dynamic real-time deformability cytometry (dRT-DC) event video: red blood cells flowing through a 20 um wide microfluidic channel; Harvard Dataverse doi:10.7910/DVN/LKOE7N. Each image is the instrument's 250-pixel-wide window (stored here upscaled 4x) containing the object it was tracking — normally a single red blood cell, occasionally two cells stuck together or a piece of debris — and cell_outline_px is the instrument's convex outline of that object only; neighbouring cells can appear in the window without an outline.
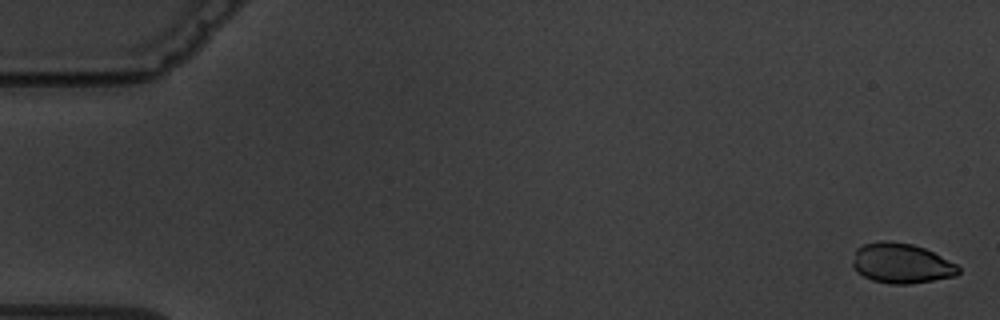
{"species": "common noctule bat (a hibernating species)", "species_latin": "Nyctalus noctula", "temperature_condition": "warm", "stored_images_in_passage": 5, "camera_frame_rate_fps": 3000, "um_per_image_px": 0.085, "animal": {"sex": "male", "body_mass_g": 19.5, "forearm_length_mm": 54.6}, "frame": {"image": 1, "passage_image": 1, "time_ms": 0.0, "image_size_px": [1000, 320], "cell_outline_px": [[960, 272], [956, 276], [908, 284], [892, 284], [872, 280], [856, 272], [852, 268], [852, 264], [856, 248], [864, 244], [880, 240], [888, 240], [912, 244], [924, 248], [956, 264], [960, 268]], "centroid_in_image_um": [76.58, 22.37], "position_along_channel_um": 8.4, "area_um2": 24.68}}
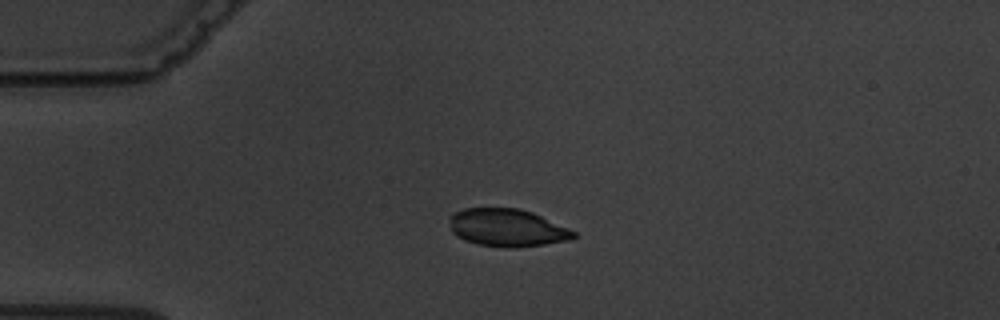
{"frame": {"image": 2, "passage_image": 4, "time_ms": 4.333, "image_size_px": [1000, 320], "cell_outline_px": [[576, 236], [572, 240], [516, 248], [504, 248], [476, 244], [464, 240], [456, 236], [452, 232], [448, 216], [452, 212], [464, 208], [520, 208], [532, 212], [568, 228], [576, 232]], "centroid_in_image_um": [43.07, 19.36], "position_along_channel_um": 41.9, "area_um2": 27.57}}